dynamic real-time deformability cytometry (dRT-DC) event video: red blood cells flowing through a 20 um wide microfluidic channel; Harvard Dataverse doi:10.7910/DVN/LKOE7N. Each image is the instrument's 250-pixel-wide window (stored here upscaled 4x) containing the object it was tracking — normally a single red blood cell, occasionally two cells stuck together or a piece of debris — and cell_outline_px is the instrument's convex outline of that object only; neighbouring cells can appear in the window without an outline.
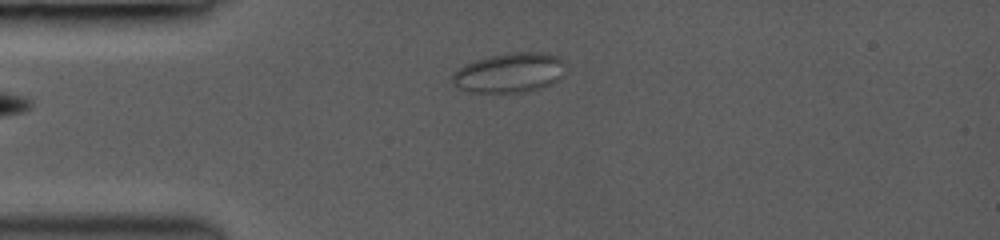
{"species": "common noctule bat (a hibernating species)", "species_latin": "Nyctalus noctula", "temperature_condition": "room temperature", "stored_images_in_passage": 2, "camera_frame_rate_fps": 3000, "um_per_image_px": 0.085, "animal": {"sex": "female", "body_mass_g": 19.0, "forearm_length_mm": 53.3}, "frame": {"image": 1, "passage_image": 2, "time_ms": 1.0, "image_size_px": [1000, 240], "cell_outline_px": [[564, 76], [552, 84], [540, 88], [524, 92], [468, 92], [456, 88], [452, 84], [452, 72], [456, 68], [464, 64], [476, 60], [492, 56], [516, 52], [548, 52], [560, 56], [564, 64]], "centroid_in_image_um": [43.3, 6.19], "position_along_channel_um": 41.7, "area_um2": 26.59}}